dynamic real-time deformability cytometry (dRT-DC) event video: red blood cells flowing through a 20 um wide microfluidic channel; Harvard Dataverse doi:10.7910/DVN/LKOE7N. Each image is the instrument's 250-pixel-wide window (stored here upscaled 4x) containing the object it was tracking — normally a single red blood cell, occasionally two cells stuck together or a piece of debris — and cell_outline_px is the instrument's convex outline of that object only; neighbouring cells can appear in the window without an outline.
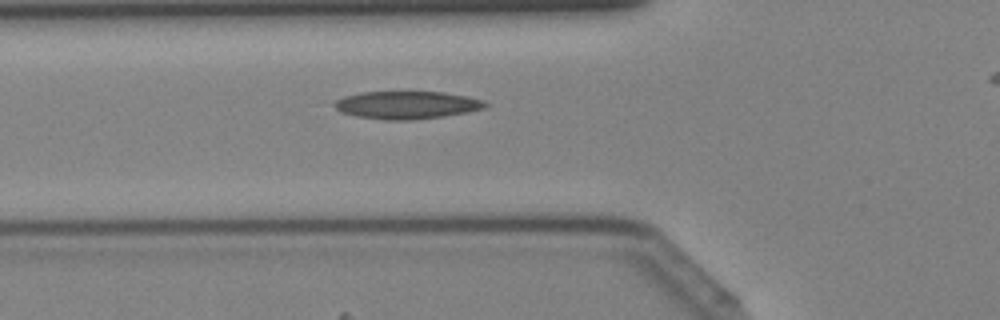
{"species": "Egyptian fruit bat (a non-hibernating species)", "species_latin": "Rousettus aegyptiacus", "temperature_condition": "cold", "stored_images_in_passage": 29, "camera_frame_rate_fps": 3000, "um_per_image_px": 0.085, "animal": {"sex": "female"}, "frame": {"image": 1, "passage_image": 6, "time_ms": 1.667, "image_size_px": [1000, 320], "cell_outline_px": [[488, 104], [484, 108], [468, 112], [444, 116], [416, 120], [384, 120], [356, 116], [340, 112], [332, 104], [336, 100], [344, 96], [360, 92], [444, 92], [468, 96], [484, 100]], "centroid_in_image_um": [34.58, 8.93], "position_along_channel_um": 91.2, "area_um2": 24.57}}
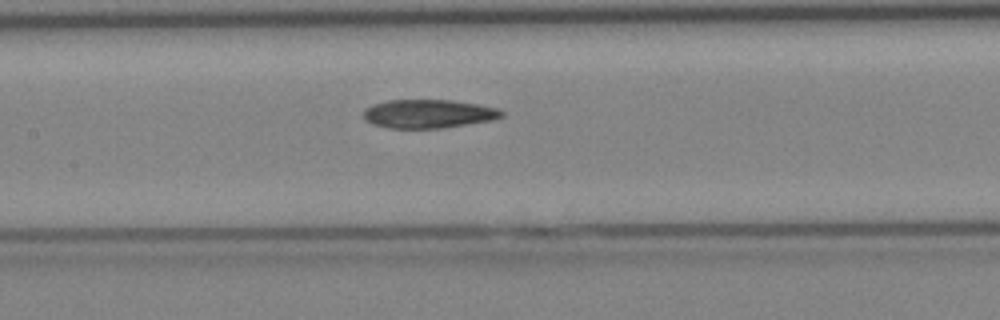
{"frame": {"image": 2, "passage_image": 11, "time_ms": 3.333, "image_size_px": [1000, 320], "cell_outline_px": [[504, 116], [492, 120], [444, 128], [388, 128], [372, 124], [364, 120], [364, 108], [372, 104], [388, 100], [452, 100], [500, 108], [504, 112]], "centroid_in_image_um": [36.41, 9.67], "position_along_channel_um": 171.0, "area_um2": 23.24}}
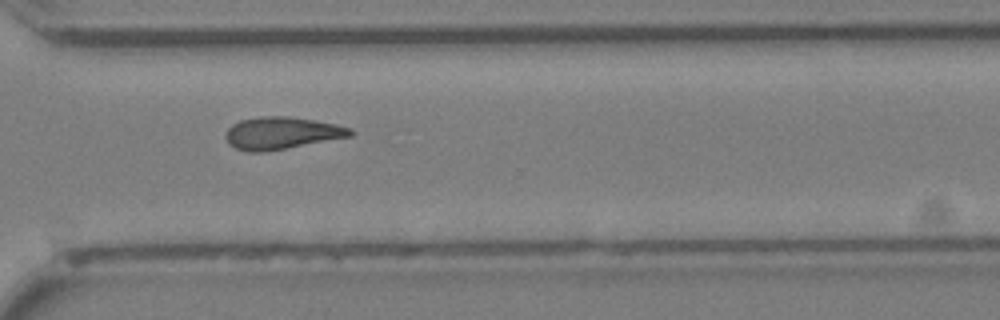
{"frame": {"image": 3, "passage_image": 22, "time_ms": 7.0, "image_size_px": [1000, 320], "cell_outline_px": [[356, 132], [352, 136], [264, 152], [248, 152], [236, 148], [228, 144], [224, 136], [228, 128], [232, 124], [240, 120], [260, 116], [288, 116], [316, 120], [336, 124], [352, 128]], "centroid_in_image_um": [23.94, 11.3], "position_along_channel_um": 346.7, "area_um2": 23.64}}